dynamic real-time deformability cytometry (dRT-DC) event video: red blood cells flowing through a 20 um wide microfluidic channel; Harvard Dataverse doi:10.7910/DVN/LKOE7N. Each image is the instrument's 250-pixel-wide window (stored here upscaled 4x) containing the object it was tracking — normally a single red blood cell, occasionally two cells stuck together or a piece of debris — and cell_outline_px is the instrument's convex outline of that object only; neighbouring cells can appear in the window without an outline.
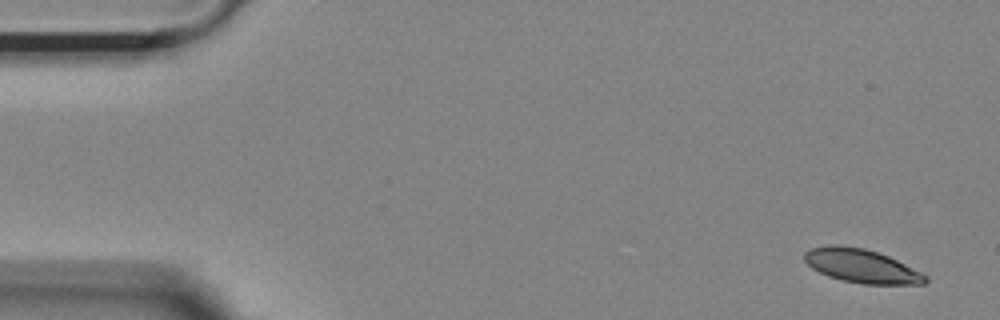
{"species": "Egyptian fruit bat (a non-hibernating species)", "species_latin": "Rousettus aegyptiacus", "temperature_condition": "room temperature", "stored_images_in_passage": 52, "camera_frame_rate_fps": 3000, "um_per_image_px": 0.085, "animal": {"sex": "female"}, "frame": {"image": 1, "passage_image": 1, "time_ms": 0.0, "image_size_px": [1000, 320], "cell_outline_px": [[916, 276], [908, 280], [888, 284], [852, 280], [836, 276], [824, 272], [820, 268], [824, 248], [852, 248], [872, 252], [884, 256], [900, 264], [912, 272]], "centroid_in_image_um": [73.37, 22.63], "position_along_channel_um": 11.6, "area_um2": 16.88}}
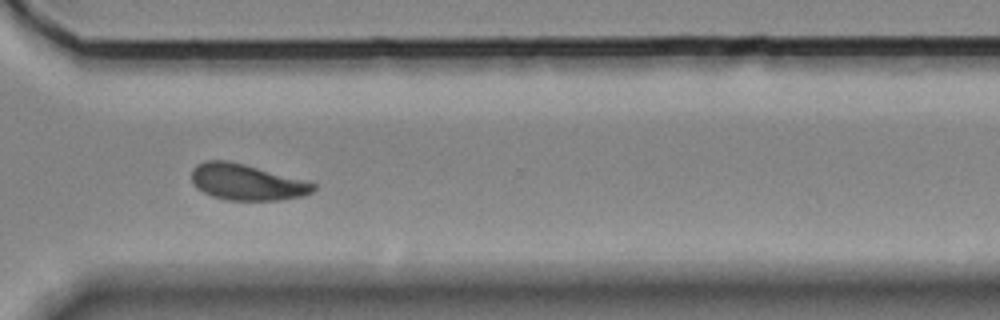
{"frame": {"image": 2, "passage_image": 38, "time_ms": 12.333, "image_size_px": [1000, 320], "cell_outline_px": [[308, 188], [304, 192], [276, 196], [232, 196], [216, 192], [232, 168], [248, 168]], "centroid_in_image_um": [21.79, 15.68], "position_along_channel_um": 348.8, "area_um2": 12.08}}
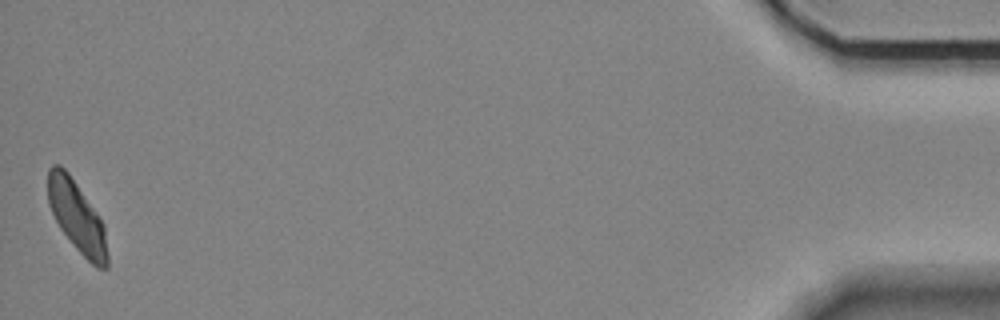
{"frame": {"image": 3, "passage_image": 52, "time_ms": 17.0, "image_size_px": [1000, 320], "cell_outline_px": [[104, 256], [92, 260], [76, 244], [48, 188], [48, 180], [56, 168], [60, 168], [68, 176], [100, 224], [104, 248]], "centroid_in_image_um": [6.52, 18.26], "position_along_channel_um": 428.7, "area_um2": 17.28}}